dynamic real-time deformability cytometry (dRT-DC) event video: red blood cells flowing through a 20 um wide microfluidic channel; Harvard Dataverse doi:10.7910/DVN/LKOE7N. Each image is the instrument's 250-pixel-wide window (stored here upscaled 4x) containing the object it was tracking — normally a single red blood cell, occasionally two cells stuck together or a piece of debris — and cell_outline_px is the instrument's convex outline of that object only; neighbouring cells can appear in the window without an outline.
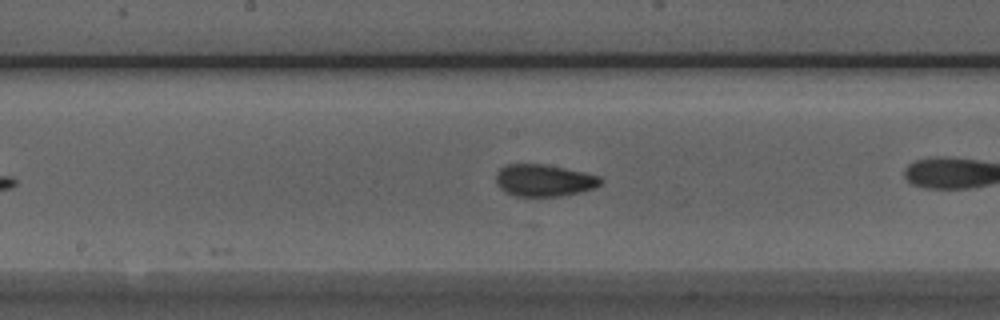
{"species": "Egyptian fruit bat (a non-hibernating species)", "species_latin": "Rousettus aegyptiacus", "temperature_condition": "room temperature", "stored_images_in_passage": 28, "camera_frame_rate_fps": 3000, "um_per_image_px": 0.085, "animal": {"sex": "male"}, "frame": {"image": 1, "passage_image": 12, "time_ms": 3.667, "image_size_px": [1000, 320], "cell_outline_px": [[604, 180], [596, 188], [560, 196], [516, 196], [504, 192], [496, 184], [496, 172], [504, 164], [544, 164], [584, 172], [600, 176]], "centroid_in_image_um": [46.22, 15.33], "position_along_channel_um": 202.0, "area_um2": 19.65}}